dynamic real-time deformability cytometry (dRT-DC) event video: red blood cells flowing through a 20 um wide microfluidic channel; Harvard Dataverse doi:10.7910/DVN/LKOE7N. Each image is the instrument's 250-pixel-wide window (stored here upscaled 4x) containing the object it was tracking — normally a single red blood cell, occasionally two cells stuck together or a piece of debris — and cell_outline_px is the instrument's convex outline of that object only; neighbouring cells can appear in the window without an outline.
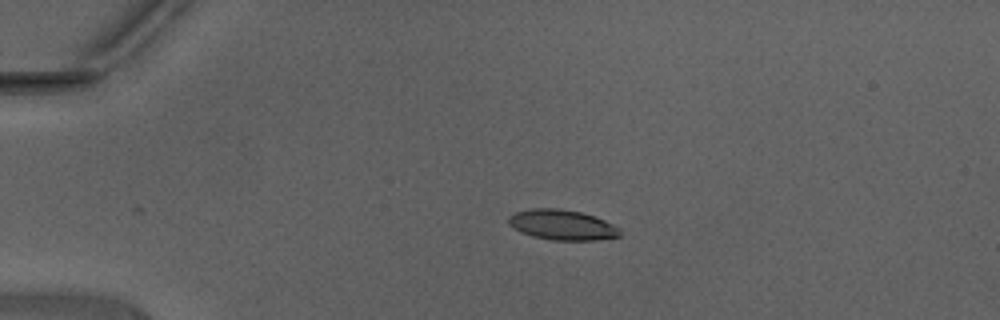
{"species": "Egyptian fruit bat (a non-hibernating species)", "species_latin": "Rousettus aegyptiacus", "temperature_condition": "warm", "stored_images_in_passage": 32, "camera_frame_rate_fps": 3000, "um_per_image_px": 0.085, "animal": {"sex": "male"}, "frame": {"image": 1, "passage_image": 1, "time_ms": 0.0, "image_size_px": [1000, 320], "cell_outline_px": [[620, 236], [596, 240], [552, 240], [532, 236], [520, 232], [508, 224], [508, 216], [516, 212], [532, 208], [556, 208], [580, 212], [604, 220], [620, 228]], "centroid_in_image_um": [47.75, 19.12], "position_along_channel_um": 37.2, "area_um2": 19.54}}
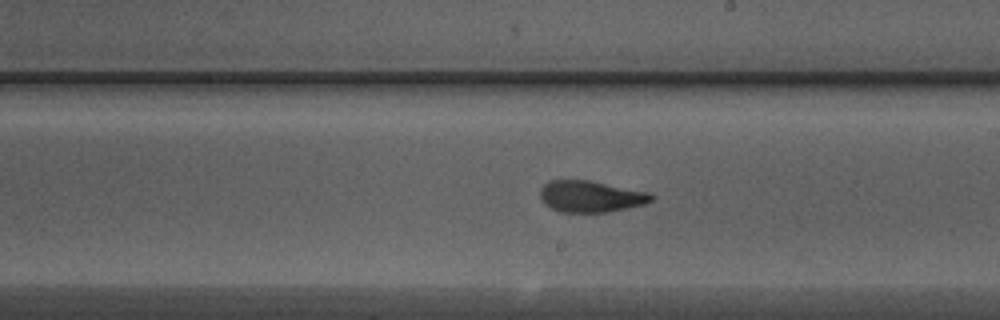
{"frame": {"image": 2, "passage_image": 18, "time_ms": 5.667, "image_size_px": [1000, 320], "cell_outline_px": [[656, 196], [652, 200], [644, 204], [628, 208], [608, 212], [560, 212], [544, 204], [540, 196], [540, 188], [548, 180], [588, 180], [648, 192]], "centroid_in_image_um": [50.19, 16.7], "position_along_channel_um": 238.8, "area_um2": 20.4}}
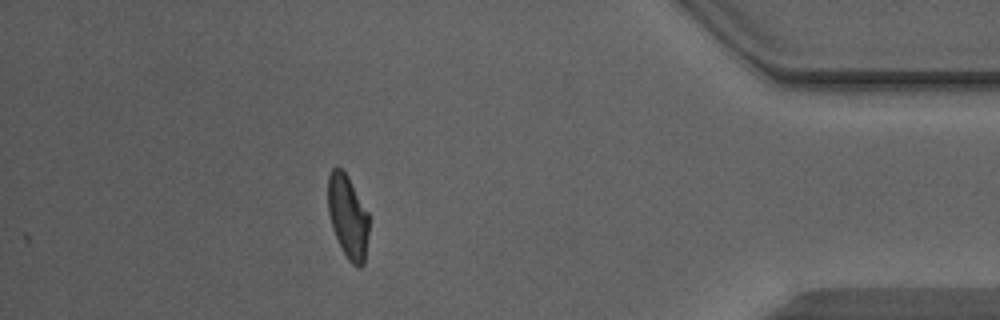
{"frame": {"image": 3, "passage_image": 32, "time_ms": 10.333, "image_size_px": [1000, 320], "cell_outline_px": [[368, 236], [364, 264], [360, 268], [356, 268], [348, 260], [332, 228], [328, 212], [328, 176], [332, 168], [336, 164], [348, 176], [368, 212]], "centroid_in_image_um": [29.56, 18.41], "position_along_channel_um": 405.6, "area_um2": 19.94}, "authors_computed_cell_mechanics": {"area_um2": 20.5479, "velocity_mm_per_s": 4.4479, "shape_relaxation_time_tau1_ms": 5.9323, "shape_relaxation_time_tau2_ms": 1.0705, "deformation_change_tau1": 0.2111, "deformation_change_tau2": 0.069}}